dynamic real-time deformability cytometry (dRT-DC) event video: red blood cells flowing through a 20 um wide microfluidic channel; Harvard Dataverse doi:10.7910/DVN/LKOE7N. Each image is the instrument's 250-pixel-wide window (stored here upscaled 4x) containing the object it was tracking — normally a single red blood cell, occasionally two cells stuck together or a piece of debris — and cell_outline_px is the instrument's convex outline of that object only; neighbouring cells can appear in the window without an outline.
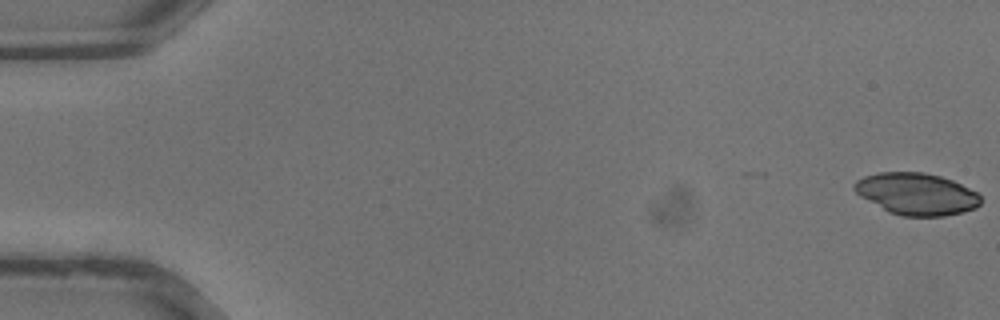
{"species": "common noctule bat (a hibernating species)", "species_latin": "Nyctalus noctula", "temperature_condition": "warm", "stored_images_in_passage": 14, "camera_frame_rate_fps": 3000, "um_per_image_px": 0.085, "animal": {"sex": "male", "body_mass_g": 13.3}, "frame": {"image": 1, "passage_image": 1, "time_ms": 0.0, "image_size_px": [1000, 320], "cell_outline_px": [[980, 204], [976, 208], [964, 212], [944, 216], [900, 216], [888, 212], [860, 196], [852, 188], [852, 184], [856, 180], [864, 176], [880, 172], [924, 172], [940, 176], [952, 180], [976, 192], [980, 196]], "centroid_in_image_um": [77.88, 16.49], "position_along_channel_um": 7.1, "area_um2": 30.92}}
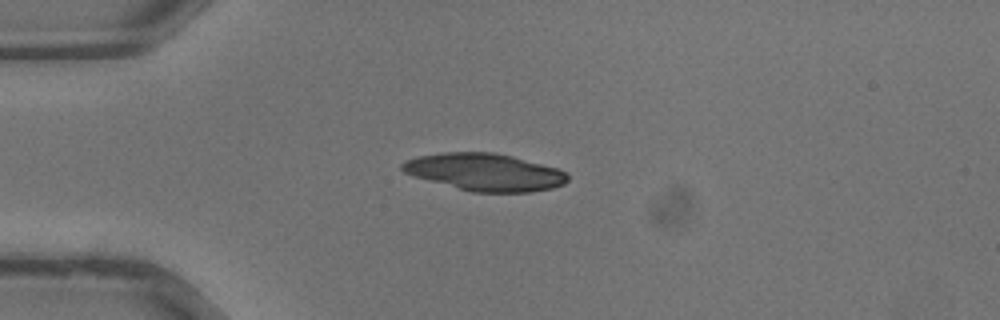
{"frame": {"image": 2, "passage_image": 10, "time_ms": 3.0, "image_size_px": [1000, 320], "cell_outline_px": [[568, 180], [564, 184], [552, 188], [528, 192], [472, 192], [412, 176], [404, 172], [400, 168], [400, 164], [404, 160], [416, 156], [444, 152], [492, 152], [512, 156], [560, 168], [568, 172]], "centroid_in_image_um": [41.21, 14.62], "position_along_channel_um": 43.8, "area_um2": 36.24}}